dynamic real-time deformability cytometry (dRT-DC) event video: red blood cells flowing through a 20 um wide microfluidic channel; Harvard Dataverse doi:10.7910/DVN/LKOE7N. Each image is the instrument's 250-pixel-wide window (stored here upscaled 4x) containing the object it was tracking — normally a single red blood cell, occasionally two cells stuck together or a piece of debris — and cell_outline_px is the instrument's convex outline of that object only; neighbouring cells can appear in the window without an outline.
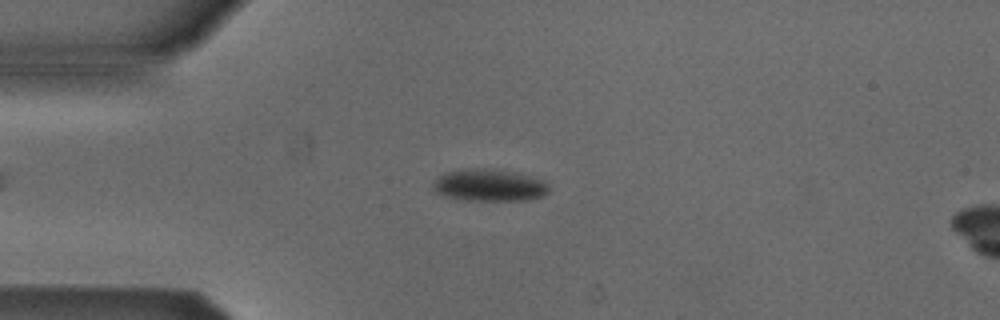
{"species": "Egyptian fruit bat (a non-hibernating species)", "species_latin": "Rousettus aegyptiacus", "temperature_condition": "cold", "stored_images_in_passage": 3, "camera_frame_rate_fps": 3000, "um_per_image_px": 0.085, "animal": {"sex": "male"}, "frame": {"image": 1, "passage_image": 3, "time_ms": 2.333, "image_size_px": [1000, 320], "cell_outline_px": [[548, 192], [540, 196], [528, 200], [468, 200], [448, 196], [436, 192], [432, 188], [432, 180], [444, 172], [464, 168], [484, 168], [508, 172], [528, 176], [544, 180], [548, 184]], "centroid_in_image_um": [41.52, 15.73], "position_along_channel_um": 43.5, "area_um2": 21.44}}